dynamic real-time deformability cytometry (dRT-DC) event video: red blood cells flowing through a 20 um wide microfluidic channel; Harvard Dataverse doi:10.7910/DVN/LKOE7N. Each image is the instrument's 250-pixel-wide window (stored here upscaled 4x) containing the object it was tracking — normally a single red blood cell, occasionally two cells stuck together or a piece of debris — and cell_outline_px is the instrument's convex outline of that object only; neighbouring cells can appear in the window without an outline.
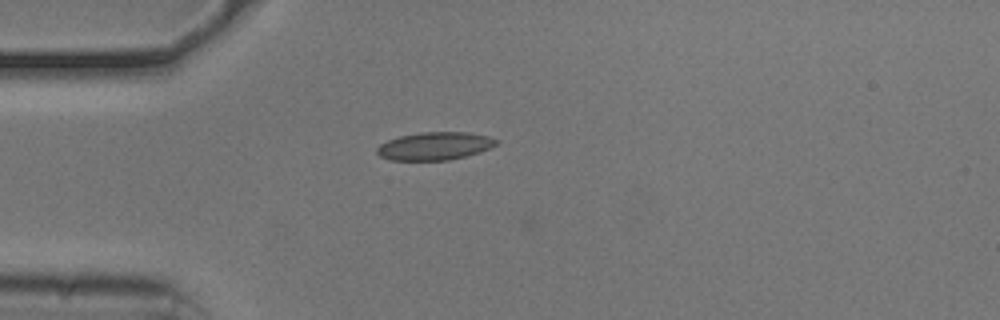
{"species": "common noctule bat (a hibernating species)", "species_latin": "Nyctalus noctula", "temperature_condition": "cold", "stored_images_in_passage": 5, "camera_frame_rate_fps": 3000, "um_per_image_px": 0.085, "animal": {"sex": "male", "body_mass_g": 20.5, "forearm_length_mm": 52.5}, "frame": {"image": 1, "passage_image": 1, "time_ms": 0.0, "image_size_px": [1000, 320], "cell_outline_px": [[500, 140], [496, 144], [480, 152], [448, 160], [388, 160], [380, 156], [376, 152], [376, 148], [380, 144], [388, 140], [400, 136], [420, 132], [468, 132], [488, 136]], "centroid_in_image_um": [36.93, 12.41], "position_along_channel_um": 48.1, "area_um2": 19.36}}